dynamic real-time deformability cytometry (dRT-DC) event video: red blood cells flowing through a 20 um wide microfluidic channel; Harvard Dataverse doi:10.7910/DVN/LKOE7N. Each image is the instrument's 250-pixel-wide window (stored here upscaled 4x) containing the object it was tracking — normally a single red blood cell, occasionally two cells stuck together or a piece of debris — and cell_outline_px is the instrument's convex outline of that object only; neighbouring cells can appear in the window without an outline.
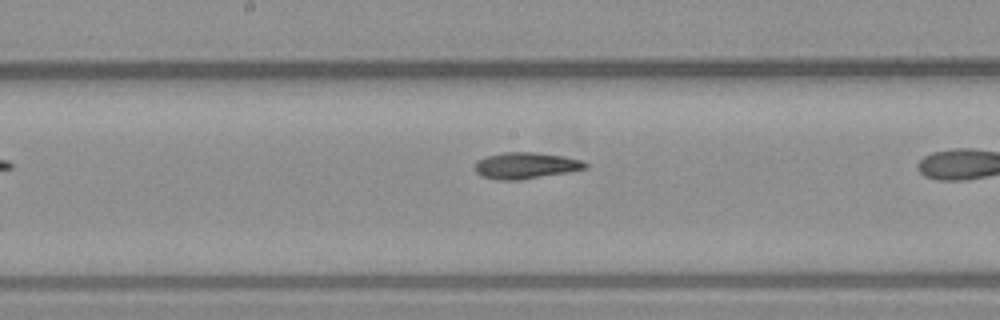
{"species": "common noctule bat (a hibernating species)", "species_latin": "Nyctalus noctula", "temperature_condition": "warm", "stored_images_in_passage": 15, "camera_frame_rate_fps": 3000, "um_per_image_px": 0.085, "animal": {"sex": "male", "body_mass_g": 23.1, "forearm_length_mm": 52.7}, "frame": {"image": 1, "passage_image": 13, "time_ms": 4.0, "image_size_px": [1000, 320], "cell_outline_px": [[588, 168], [568, 172], [520, 180], [500, 180], [480, 176], [476, 172], [476, 160], [484, 156], [504, 152], [536, 152], [564, 156], [584, 160], [588, 164]], "centroid_in_image_um": [44.7, 14.06], "position_along_channel_um": 203.5, "area_um2": 17.17}}